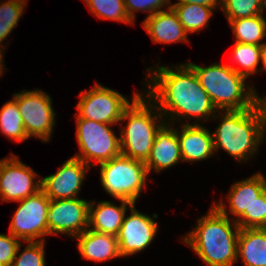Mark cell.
<instances>
[{
  "instance_id": "obj_1",
  "label": "cell",
  "mask_w": 266,
  "mask_h": 266,
  "mask_svg": "<svg viewBox=\"0 0 266 266\" xmlns=\"http://www.w3.org/2000/svg\"><path fill=\"white\" fill-rule=\"evenodd\" d=\"M155 66V69L152 66L151 69L147 68L145 84L148 91L145 95L157 106L166 123L182 119H196L198 122L212 120L217 109L195 72L186 63L175 67Z\"/></svg>"
},
{
  "instance_id": "obj_2",
  "label": "cell",
  "mask_w": 266,
  "mask_h": 266,
  "mask_svg": "<svg viewBox=\"0 0 266 266\" xmlns=\"http://www.w3.org/2000/svg\"><path fill=\"white\" fill-rule=\"evenodd\" d=\"M210 207V211L197 220L194 230L181 240L207 266H234L240 227L236 221L231 222L226 204L221 199Z\"/></svg>"
},
{
  "instance_id": "obj_3",
  "label": "cell",
  "mask_w": 266,
  "mask_h": 266,
  "mask_svg": "<svg viewBox=\"0 0 266 266\" xmlns=\"http://www.w3.org/2000/svg\"><path fill=\"white\" fill-rule=\"evenodd\" d=\"M216 118L221 123L212 132L215 152L222 148L238 162L255 157L266 135V98L249 109L217 111Z\"/></svg>"
},
{
  "instance_id": "obj_4",
  "label": "cell",
  "mask_w": 266,
  "mask_h": 266,
  "mask_svg": "<svg viewBox=\"0 0 266 266\" xmlns=\"http://www.w3.org/2000/svg\"><path fill=\"white\" fill-rule=\"evenodd\" d=\"M186 64L195 72L217 111L249 109L263 98L252 85L248 87L246 78L229 64L214 63L207 67L192 62Z\"/></svg>"
},
{
  "instance_id": "obj_5",
  "label": "cell",
  "mask_w": 266,
  "mask_h": 266,
  "mask_svg": "<svg viewBox=\"0 0 266 266\" xmlns=\"http://www.w3.org/2000/svg\"><path fill=\"white\" fill-rule=\"evenodd\" d=\"M124 110L121 121L127 120L126 126L119 129L121 154L146 162L150 156L156 132L165 123L157 106L140 92Z\"/></svg>"
},
{
  "instance_id": "obj_6",
  "label": "cell",
  "mask_w": 266,
  "mask_h": 266,
  "mask_svg": "<svg viewBox=\"0 0 266 266\" xmlns=\"http://www.w3.org/2000/svg\"><path fill=\"white\" fill-rule=\"evenodd\" d=\"M100 182L113 198L136 204L146 188L149 173L145 162L120 154L109 161L100 163Z\"/></svg>"
},
{
  "instance_id": "obj_7",
  "label": "cell",
  "mask_w": 266,
  "mask_h": 266,
  "mask_svg": "<svg viewBox=\"0 0 266 266\" xmlns=\"http://www.w3.org/2000/svg\"><path fill=\"white\" fill-rule=\"evenodd\" d=\"M76 121V139L80 150L73 157L93 167L92 160L100 164L121 154L120 137L111 129L113 125L81 117H76Z\"/></svg>"
},
{
  "instance_id": "obj_8",
  "label": "cell",
  "mask_w": 266,
  "mask_h": 266,
  "mask_svg": "<svg viewBox=\"0 0 266 266\" xmlns=\"http://www.w3.org/2000/svg\"><path fill=\"white\" fill-rule=\"evenodd\" d=\"M140 93L134 92L131 101L119 92L96 84L91 90L82 91L80 100L76 105V117L106 124H120L124 110Z\"/></svg>"
},
{
  "instance_id": "obj_9",
  "label": "cell",
  "mask_w": 266,
  "mask_h": 266,
  "mask_svg": "<svg viewBox=\"0 0 266 266\" xmlns=\"http://www.w3.org/2000/svg\"><path fill=\"white\" fill-rule=\"evenodd\" d=\"M13 97L17 100L27 136L40 139L43 143L49 142L56 123V112L49 94L34 89L14 93Z\"/></svg>"
},
{
  "instance_id": "obj_10",
  "label": "cell",
  "mask_w": 266,
  "mask_h": 266,
  "mask_svg": "<svg viewBox=\"0 0 266 266\" xmlns=\"http://www.w3.org/2000/svg\"><path fill=\"white\" fill-rule=\"evenodd\" d=\"M19 202L12 216L9 233L25 242L45 241L48 235V209L50 199L39 190Z\"/></svg>"
},
{
  "instance_id": "obj_11",
  "label": "cell",
  "mask_w": 266,
  "mask_h": 266,
  "mask_svg": "<svg viewBox=\"0 0 266 266\" xmlns=\"http://www.w3.org/2000/svg\"><path fill=\"white\" fill-rule=\"evenodd\" d=\"M29 166L22 163L18 156L0 159V198L2 202L24 200L41 190V180Z\"/></svg>"
},
{
  "instance_id": "obj_12",
  "label": "cell",
  "mask_w": 266,
  "mask_h": 266,
  "mask_svg": "<svg viewBox=\"0 0 266 266\" xmlns=\"http://www.w3.org/2000/svg\"><path fill=\"white\" fill-rule=\"evenodd\" d=\"M89 204L84 199L50 200L48 209V235L66 234L76 237L89 226Z\"/></svg>"
},
{
  "instance_id": "obj_13",
  "label": "cell",
  "mask_w": 266,
  "mask_h": 266,
  "mask_svg": "<svg viewBox=\"0 0 266 266\" xmlns=\"http://www.w3.org/2000/svg\"><path fill=\"white\" fill-rule=\"evenodd\" d=\"M130 211L129 216L125 214L116 236L121 257L131 256L146 249L158 231V222L151 216L136 210L135 205L131 207Z\"/></svg>"
},
{
  "instance_id": "obj_14",
  "label": "cell",
  "mask_w": 266,
  "mask_h": 266,
  "mask_svg": "<svg viewBox=\"0 0 266 266\" xmlns=\"http://www.w3.org/2000/svg\"><path fill=\"white\" fill-rule=\"evenodd\" d=\"M89 169L82 160L70 157L56 173L41 179V190L50 200L77 198Z\"/></svg>"
},
{
  "instance_id": "obj_15",
  "label": "cell",
  "mask_w": 266,
  "mask_h": 266,
  "mask_svg": "<svg viewBox=\"0 0 266 266\" xmlns=\"http://www.w3.org/2000/svg\"><path fill=\"white\" fill-rule=\"evenodd\" d=\"M183 161L177 132L173 124L164 123L155 134L151 153L145 165L148 173L161 172Z\"/></svg>"
},
{
  "instance_id": "obj_16",
  "label": "cell",
  "mask_w": 266,
  "mask_h": 266,
  "mask_svg": "<svg viewBox=\"0 0 266 266\" xmlns=\"http://www.w3.org/2000/svg\"><path fill=\"white\" fill-rule=\"evenodd\" d=\"M194 123H182L181 132L176 128L184 162H201L215 155L212 133L203 124Z\"/></svg>"
},
{
  "instance_id": "obj_17",
  "label": "cell",
  "mask_w": 266,
  "mask_h": 266,
  "mask_svg": "<svg viewBox=\"0 0 266 266\" xmlns=\"http://www.w3.org/2000/svg\"><path fill=\"white\" fill-rule=\"evenodd\" d=\"M142 26L154 43L189 42L188 33L172 7L154 13L151 16H146Z\"/></svg>"
},
{
  "instance_id": "obj_18",
  "label": "cell",
  "mask_w": 266,
  "mask_h": 266,
  "mask_svg": "<svg viewBox=\"0 0 266 266\" xmlns=\"http://www.w3.org/2000/svg\"><path fill=\"white\" fill-rule=\"evenodd\" d=\"M119 201L120 206L110 201H100L98 204L90 201L88 229L117 236L127 210L134 205L125 200Z\"/></svg>"
},
{
  "instance_id": "obj_19",
  "label": "cell",
  "mask_w": 266,
  "mask_h": 266,
  "mask_svg": "<svg viewBox=\"0 0 266 266\" xmlns=\"http://www.w3.org/2000/svg\"><path fill=\"white\" fill-rule=\"evenodd\" d=\"M75 238L78 240L80 255L84 259L101 263L121 257L117 237L114 235L86 229Z\"/></svg>"
},
{
  "instance_id": "obj_20",
  "label": "cell",
  "mask_w": 266,
  "mask_h": 266,
  "mask_svg": "<svg viewBox=\"0 0 266 266\" xmlns=\"http://www.w3.org/2000/svg\"><path fill=\"white\" fill-rule=\"evenodd\" d=\"M266 189V178L258 172L247 179L234 182L231 185L227 200L229 202V214L237 221L245 212H249L256 198Z\"/></svg>"
},
{
  "instance_id": "obj_21",
  "label": "cell",
  "mask_w": 266,
  "mask_h": 266,
  "mask_svg": "<svg viewBox=\"0 0 266 266\" xmlns=\"http://www.w3.org/2000/svg\"><path fill=\"white\" fill-rule=\"evenodd\" d=\"M244 266H266V228H240L237 260Z\"/></svg>"
},
{
  "instance_id": "obj_22",
  "label": "cell",
  "mask_w": 266,
  "mask_h": 266,
  "mask_svg": "<svg viewBox=\"0 0 266 266\" xmlns=\"http://www.w3.org/2000/svg\"><path fill=\"white\" fill-rule=\"evenodd\" d=\"M235 42L261 45L266 37V20L263 14L228 21Z\"/></svg>"
},
{
  "instance_id": "obj_23",
  "label": "cell",
  "mask_w": 266,
  "mask_h": 266,
  "mask_svg": "<svg viewBox=\"0 0 266 266\" xmlns=\"http://www.w3.org/2000/svg\"><path fill=\"white\" fill-rule=\"evenodd\" d=\"M171 7L178 15L179 21L187 33L200 32L208 28V22L213 15V10L218 7H207L197 4H172Z\"/></svg>"
},
{
  "instance_id": "obj_24",
  "label": "cell",
  "mask_w": 266,
  "mask_h": 266,
  "mask_svg": "<svg viewBox=\"0 0 266 266\" xmlns=\"http://www.w3.org/2000/svg\"><path fill=\"white\" fill-rule=\"evenodd\" d=\"M231 59L237 67L229 64V66L238 74L246 79L258 71L259 62L261 61L260 45L244 44L235 42L231 52ZM243 70H242V69Z\"/></svg>"
},
{
  "instance_id": "obj_25",
  "label": "cell",
  "mask_w": 266,
  "mask_h": 266,
  "mask_svg": "<svg viewBox=\"0 0 266 266\" xmlns=\"http://www.w3.org/2000/svg\"><path fill=\"white\" fill-rule=\"evenodd\" d=\"M0 131L3 135L15 142L29 139L24 129L23 119L17 106V100L6 102L0 110Z\"/></svg>"
},
{
  "instance_id": "obj_26",
  "label": "cell",
  "mask_w": 266,
  "mask_h": 266,
  "mask_svg": "<svg viewBox=\"0 0 266 266\" xmlns=\"http://www.w3.org/2000/svg\"><path fill=\"white\" fill-rule=\"evenodd\" d=\"M91 14L98 19L134 24L129 18L124 0H83Z\"/></svg>"
},
{
  "instance_id": "obj_27",
  "label": "cell",
  "mask_w": 266,
  "mask_h": 266,
  "mask_svg": "<svg viewBox=\"0 0 266 266\" xmlns=\"http://www.w3.org/2000/svg\"><path fill=\"white\" fill-rule=\"evenodd\" d=\"M26 1L28 0H7L0 3V45L10 35L24 13ZM5 50L0 46V51Z\"/></svg>"
},
{
  "instance_id": "obj_28",
  "label": "cell",
  "mask_w": 266,
  "mask_h": 266,
  "mask_svg": "<svg viewBox=\"0 0 266 266\" xmlns=\"http://www.w3.org/2000/svg\"><path fill=\"white\" fill-rule=\"evenodd\" d=\"M221 10L228 21L264 13L263 0H221Z\"/></svg>"
},
{
  "instance_id": "obj_29",
  "label": "cell",
  "mask_w": 266,
  "mask_h": 266,
  "mask_svg": "<svg viewBox=\"0 0 266 266\" xmlns=\"http://www.w3.org/2000/svg\"><path fill=\"white\" fill-rule=\"evenodd\" d=\"M20 252L22 243L17 249L12 266H45V241H30Z\"/></svg>"
},
{
  "instance_id": "obj_30",
  "label": "cell",
  "mask_w": 266,
  "mask_h": 266,
  "mask_svg": "<svg viewBox=\"0 0 266 266\" xmlns=\"http://www.w3.org/2000/svg\"><path fill=\"white\" fill-rule=\"evenodd\" d=\"M236 223L240 228H266V189L253 202L249 212H245Z\"/></svg>"
},
{
  "instance_id": "obj_31",
  "label": "cell",
  "mask_w": 266,
  "mask_h": 266,
  "mask_svg": "<svg viewBox=\"0 0 266 266\" xmlns=\"http://www.w3.org/2000/svg\"><path fill=\"white\" fill-rule=\"evenodd\" d=\"M125 8L129 18L135 22V16L137 11L149 12L147 16H151L154 13L162 11L163 7L170 8L171 0H124Z\"/></svg>"
},
{
  "instance_id": "obj_32",
  "label": "cell",
  "mask_w": 266,
  "mask_h": 266,
  "mask_svg": "<svg viewBox=\"0 0 266 266\" xmlns=\"http://www.w3.org/2000/svg\"><path fill=\"white\" fill-rule=\"evenodd\" d=\"M21 240L9 233H0V266H12Z\"/></svg>"
},
{
  "instance_id": "obj_33",
  "label": "cell",
  "mask_w": 266,
  "mask_h": 266,
  "mask_svg": "<svg viewBox=\"0 0 266 266\" xmlns=\"http://www.w3.org/2000/svg\"><path fill=\"white\" fill-rule=\"evenodd\" d=\"M175 4H197L207 7H218L221 6V0H177Z\"/></svg>"
},
{
  "instance_id": "obj_34",
  "label": "cell",
  "mask_w": 266,
  "mask_h": 266,
  "mask_svg": "<svg viewBox=\"0 0 266 266\" xmlns=\"http://www.w3.org/2000/svg\"><path fill=\"white\" fill-rule=\"evenodd\" d=\"M260 53H261V62L263 63V68L260 69L261 72L263 71H266V42H263L261 45H260Z\"/></svg>"
},
{
  "instance_id": "obj_35",
  "label": "cell",
  "mask_w": 266,
  "mask_h": 266,
  "mask_svg": "<svg viewBox=\"0 0 266 266\" xmlns=\"http://www.w3.org/2000/svg\"><path fill=\"white\" fill-rule=\"evenodd\" d=\"M5 52H2V51H0V77L2 76V74H3V67L5 66V64H4V60H3V58H4V54Z\"/></svg>"
},
{
  "instance_id": "obj_36",
  "label": "cell",
  "mask_w": 266,
  "mask_h": 266,
  "mask_svg": "<svg viewBox=\"0 0 266 266\" xmlns=\"http://www.w3.org/2000/svg\"><path fill=\"white\" fill-rule=\"evenodd\" d=\"M264 9H266V0H263Z\"/></svg>"
}]
</instances>
